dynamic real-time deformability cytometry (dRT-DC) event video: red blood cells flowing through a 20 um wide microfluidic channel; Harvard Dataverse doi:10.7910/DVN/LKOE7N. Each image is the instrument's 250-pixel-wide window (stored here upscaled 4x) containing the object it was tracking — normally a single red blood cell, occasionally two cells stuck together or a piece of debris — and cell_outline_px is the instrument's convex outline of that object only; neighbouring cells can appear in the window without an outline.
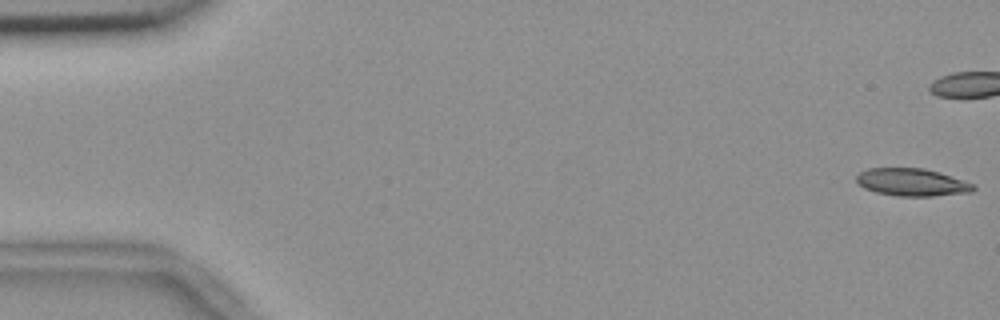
{"species": "common noctule bat (a hibernating species)", "species_latin": "Nyctalus noctula", "temperature_condition": "room temperature", "stored_images_in_passage": 44, "camera_frame_rate_fps": 3000, "um_per_image_px": 0.085, "animal": {"sex": "female", "body_mass_g": 18.4}, "frame": {"image": 1, "passage_image": 1, "time_ms": 0.0, "image_size_px": [1000, 320], "cell_outline_px": [[976, 188], [972, 192], [932, 196], [896, 196], [876, 192], [864, 188], [856, 180], [856, 176], [860, 172], [868, 168], [924, 168], [940, 172], [972, 184]], "centroid_in_image_um": [77.5, 15.49], "position_along_channel_um": 7.5, "area_um2": 18.67}}
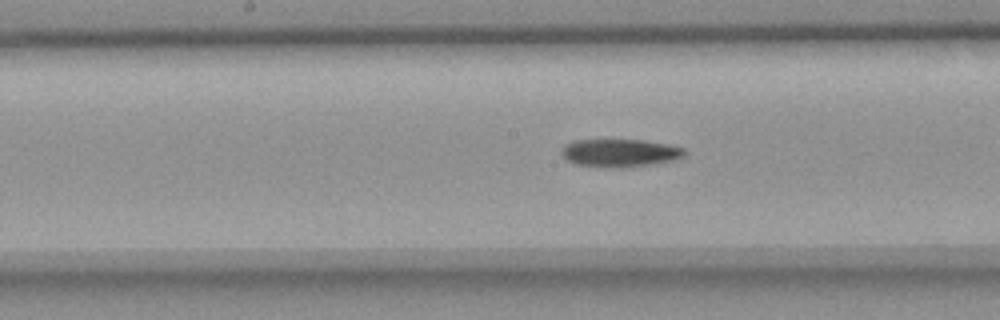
{"frame": {"image": 2, "passage_image": 28, "time_ms": 9.0, "image_size_px": [1000, 320], "cell_outline_px": [[684, 156], [672, 160], [648, 164], [620, 168], [608, 168], [576, 164], [568, 160], [560, 152], [560, 148], [564, 144], [572, 140], [644, 140], [668, 144], [684, 148]], "centroid_in_image_um": [52.63, 12.99], "position_along_channel_um": 195.6, "area_um2": 19.94}}
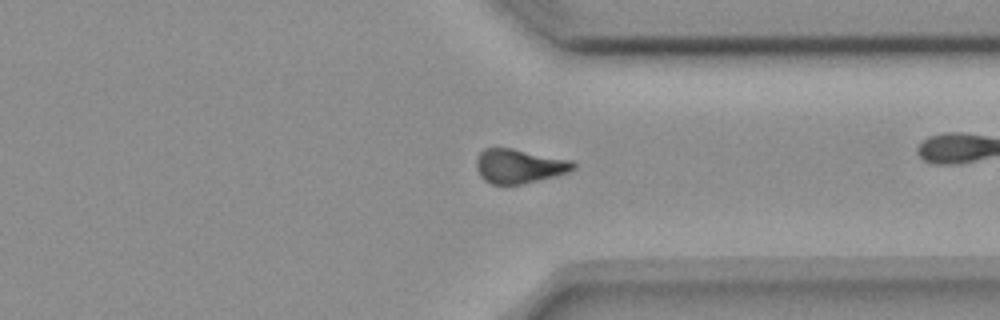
{"frame": {"image": 3, "passage_image": 42, "time_ms": 13.667, "image_size_px": [1000, 320], "cell_outline_px": [[576, 168], [568, 172], [556, 176], [524, 184], [492, 184], [484, 180], [480, 176], [476, 168], [476, 160], [480, 152], [484, 148], [512, 148], [572, 160], [576, 164]], "centroid_in_image_um": [44.14, 14.12], "position_along_channel_um": 367.3, "area_um2": 19.48}}